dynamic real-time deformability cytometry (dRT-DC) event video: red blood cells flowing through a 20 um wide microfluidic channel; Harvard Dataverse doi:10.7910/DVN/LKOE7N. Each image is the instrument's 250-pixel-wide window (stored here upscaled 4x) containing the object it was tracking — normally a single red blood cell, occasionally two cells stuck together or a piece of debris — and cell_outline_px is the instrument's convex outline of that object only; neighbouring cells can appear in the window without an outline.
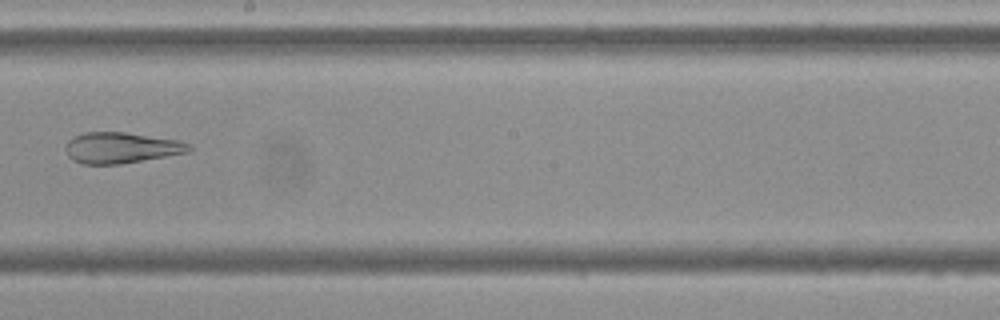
{"species": "Egyptian fruit bat (a non-hibernating species)", "species_latin": "Rousettus aegyptiacus", "temperature_condition": "cold", "stored_images_in_passage": 6, "camera_frame_rate_fps": 3000, "um_per_image_px": 0.085, "frame": {"image": 1, "passage_image": 6, "time_ms": 5.667, "image_size_px": [1000, 320], "cell_outline_px": [[192, 148], [188, 152], [120, 164], [80, 164], [72, 160], [68, 156], [64, 148], [68, 140], [84, 132], [124, 132], [180, 140], [192, 144]], "centroid_in_image_um": [10.29, 12.56], "position_along_channel_um": 237.9, "area_um2": 22.31}}